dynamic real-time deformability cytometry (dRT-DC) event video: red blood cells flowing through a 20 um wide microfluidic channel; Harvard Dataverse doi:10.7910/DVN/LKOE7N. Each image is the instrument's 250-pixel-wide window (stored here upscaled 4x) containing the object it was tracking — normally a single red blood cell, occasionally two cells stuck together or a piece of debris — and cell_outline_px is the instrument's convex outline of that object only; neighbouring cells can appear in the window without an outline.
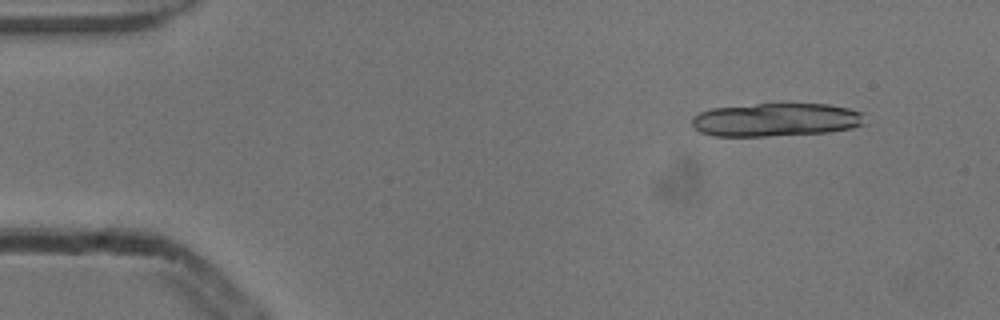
{"species": "common noctule bat (a hibernating species)", "species_latin": "Nyctalus noctula", "temperature_condition": "cold", "stored_images_in_passage": 3, "camera_frame_rate_fps": 3000, "um_per_image_px": 0.085, "animal": {"sex": "male", "body_mass_g": 13.3}, "frame": {"image": 1, "passage_image": 1, "time_ms": 0.0, "image_size_px": [1000, 320], "cell_outline_px": [[864, 124], [852, 128], [828, 132], [768, 136], [712, 136], [700, 132], [692, 124], [692, 116], [700, 112], [712, 108], [756, 104], [828, 104], [848, 108], [864, 112]], "centroid_in_image_um": [65.96, 10.18], "position_along_channel_um": 19.0, "area_um2": 33.64}}